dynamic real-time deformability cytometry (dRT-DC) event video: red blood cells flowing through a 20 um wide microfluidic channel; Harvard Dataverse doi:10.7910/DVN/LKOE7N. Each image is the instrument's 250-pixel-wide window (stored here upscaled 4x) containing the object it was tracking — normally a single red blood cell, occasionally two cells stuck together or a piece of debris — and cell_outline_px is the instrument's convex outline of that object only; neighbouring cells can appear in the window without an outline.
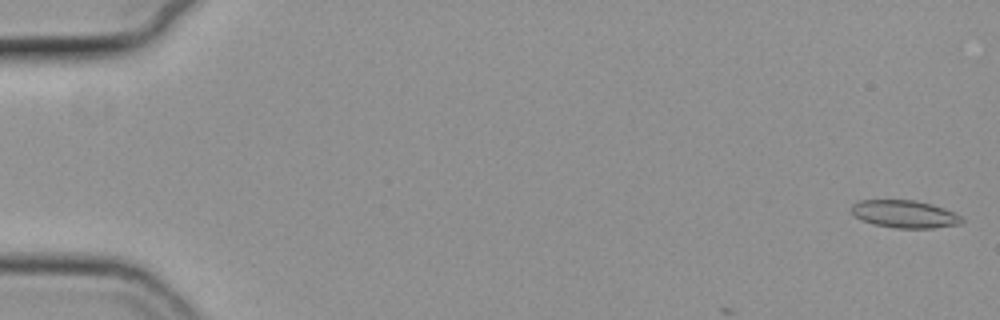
{"species": "common noctule bat (a hibernating species)", "species_latin": "Nyctalus noctula", "temperature_condition": "cold", "stored_images_in_passage": 6, "camera_frame_rate_fps": 3000, "um_per_image_px": 0.085, "animal": {"sex": "female", "body_mass_g": 19.3, "forearm_length_mm": 54.1}, "frame": {"image": 1, "passage_image": 1, "time_ms": 0.0, "image_size_px": [1000, 320], "cell_outline_px": [[964, 220], [960, 224], [932, 228], [896, 228], [872, 224], [860, 220], [852, 212], [852, 204], [860, 200], [916, 200], [932, 204], [944, 208], [960, 216]], "centroid_in_image_um": [76.88, 18.19], "position_along_channel_um": 8.1, "area_um2": 17.74}}